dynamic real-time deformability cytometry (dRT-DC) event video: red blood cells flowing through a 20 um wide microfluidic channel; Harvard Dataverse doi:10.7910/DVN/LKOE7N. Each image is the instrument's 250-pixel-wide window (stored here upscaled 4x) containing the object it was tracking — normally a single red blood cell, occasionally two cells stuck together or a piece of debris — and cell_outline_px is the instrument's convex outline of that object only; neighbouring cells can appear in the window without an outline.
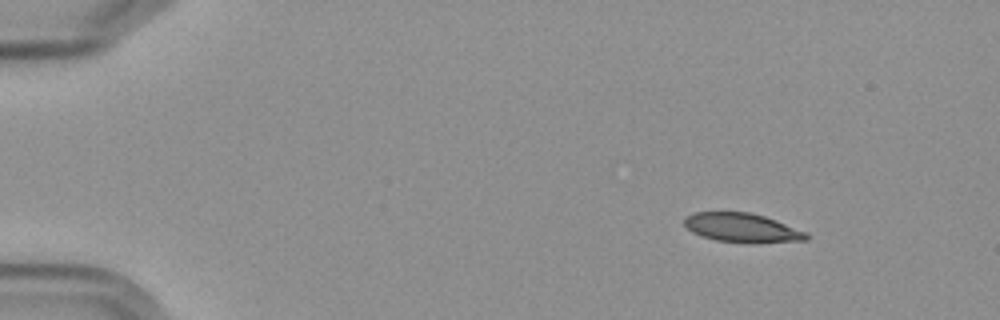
{"species": "Egyptian fruit bat (a non-hibernating species)", "species_latin": "Rousettus aegyptiacus", "temperature_condition": "cold", "stored_images_in_passage": 4, "camera_frame_rate_fps": 3000, "um_per_image_px": 0.085, "frame": {"image": 1, "passage_image": 1, "time_ms": 0.0, "image_size_px": [1000, 320], "cell_outline_px": [[808, 240], [716, 240], [692, 232], [684, 224], [684, 216], [692, 212], [748, 212], [764, 216], [776, 220], [808, 232]], "centroid_in_image_um": [63.01, 19.29], "position_along_channel_um": 22.0, "area_um2": 19.59}}
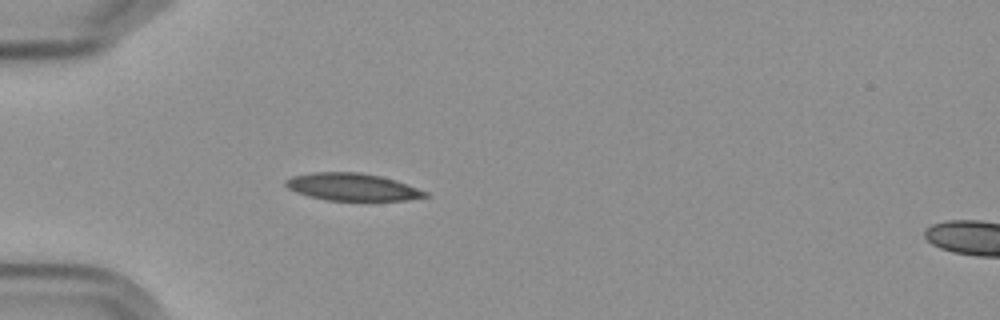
{"frame": {"image": 2, "passage_image": 4, "time_ms": 3.333, "image_size_px": [1000, 320], "cell_outline_px": [[428, 196], [408, 200], [328, 200], [308, 196], [296, 192], [288, 188], [284, 184], [284, 180], [292, 176], [312, 172], [360, 172], [380, 176], [396, 180], [408, 184], [428, 192]], "centroid_in_image_um": [29.93, 15.88], "position_along_channel_um": 55.1, "area_um2": 22.25}}